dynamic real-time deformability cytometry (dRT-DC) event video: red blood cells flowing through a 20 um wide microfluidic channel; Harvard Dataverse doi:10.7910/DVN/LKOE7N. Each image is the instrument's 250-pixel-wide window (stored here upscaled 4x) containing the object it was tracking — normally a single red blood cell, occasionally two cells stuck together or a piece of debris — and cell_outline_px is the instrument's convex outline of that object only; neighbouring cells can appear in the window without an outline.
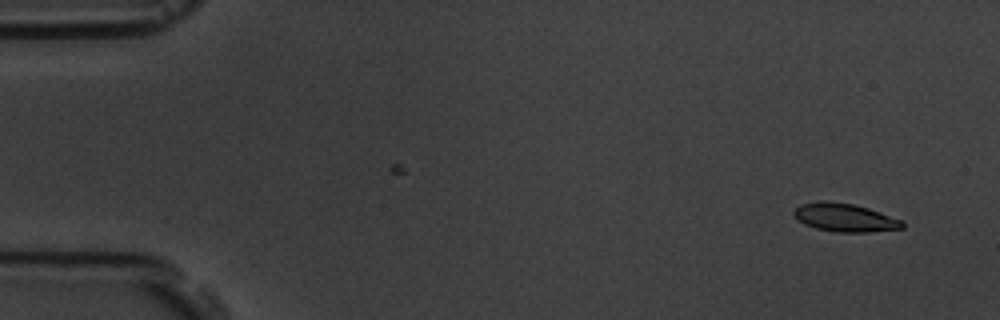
{"species": "common noctule bat (a hibernating species)", "species_latin": "Nyctalus noctula", "temperature_condition": "room temperature", "stored_images_in_passage": 2, "camera_frame_rate_fps": 3000, "um_per_image_px": 0.085, "animal": {"sex": "male", "body_mass_g": 19.5, "forearm_length_mm": 54.6}, "frame": {"image": 1, "passage_image": 2, "time_ms": 1.333, "image_size_px": [1000, 320], "cell_outline_px": [[904, 228], [868, 232], [836, 232], [816, 228], [804, 224], [796, 220], [792, 212], [800, 204], [820, 200], [824, 200], [852, 204], [868, 208], [900, 220], [904, 224]], "centroid_in_image_um": [71.74, 18.49], "position_along_channel_um": 13.3, "area_um2": 17.8}}